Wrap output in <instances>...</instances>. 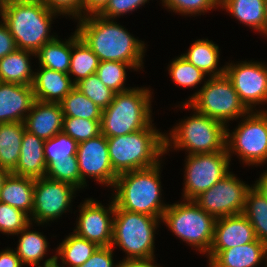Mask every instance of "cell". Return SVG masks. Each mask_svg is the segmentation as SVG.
<instances>
[{
  "instance_id": "obj_47",
  "label": "cell",
  "mask_w": 267,
  "mask_h": 267,
  "mask_svg": "<svg viewBox=\"0 0 267 267\" xmlns=\"http://www.w3.org/2000/svg\"><path fill=\"white\" fill-rule=\"evenodd\" d=\"M109 0H83V17L93 14H99Z\"/></svg>"
},
{
  "instance_id": "obj_19",
  "label": "cell",
  "mask_w": 267,
  "mask_h": 267,
  "mask_svg": "<svg viewBox=\"0 0 267 267\" xmlns=\"http://www.w3.org/2000/svg\"><path fill=\"white\" fill-rule=\"evenodd\" d=\"M25 128L31 134L46 141L63 131V112L60 103L35 100L27 114Z\"/></svg>"
},
{
  "instance_id": "obj_18",
  "label": "cell",
  "mask_w": 267,
  "mask_h": 267,
  "mask_svg": "<svg viewBox=\"0 0 267 267\" xmlns=\"http://www.w3.org/2000/svg\"><path fill=\"white\" fill-rule=\"evenodd\" d=\"M34 101L32 85L0 82V124L24 122Z\"/></svg>"
},
{
  "instance_id": "obj_29",
  "label": "cell",
  "mask_w": 267,
  "mask_h": 267,
  "mask_svg": "<svg viewBox=\"0 0 267 267\" xmlns=\"http://www.w3.org/2000/svg\"><path fill=\"white\" fill-rule=\"evenodd\" d=\"M72 52V35L68 40L61 41L57 37L44 44L37 52L36 56L40 66L51 70L68 74Z\"/></svg>"
},
{
  "instance_id": "obj_4",
  "label": "cell",
  "mask_w": 267,
  "mask_h": 267,
  "mask_svg": "<svg viewBox=\"0 0 267 267\" xmlns=\"http://www.w3.org/2000/svg\"><path fill=\"white\" fill-rule=\"evenodd\" d=\"M160 164L118 175L113 185L116 192L111 198L115 207L161 220L168 205L161 202Z\"/></svg>"
},
{
  "instance_id": "obj_38",
  "label": "cell",
  "mask_w": 267,
  "mask_h": 267,
  "mask_svg": "<svg viewBox=\"0 0 267 267\" xmlns=\"http://www.w3.org/2000/svg\"><path fill=\"white\" fill-rule=\"evenodd\" d=\"M101 120L63 116V132L77 143L101 134Z\"/></svg>"
},
{
  "instance_id": "obj_7",
  "label": "cell",
  "mask_w": 267,
  "mask_h": 267,
  "mask_svg": "<svg viewBox=\"0 0 267 267\" xmlns=\"http://www.w3.org/2000/svg\"><path fill=\"white\" fill-rule=\"evenodd\" d=\"M161 221L176 237L200 253L210 250L216 218L199 207L193 200L168 204Z\"/></svg>"
},
{
  "instance_id": "obj_26",
  "label": "cell",
  "mask_w": 267,
  "mask_h": 267,
  "mask_svg": "<svg viewBox=\"0 0 267 267\" xmlns=\"http://www.w3.org/2000/svg\"><path fill=\"white\" fill-rule=\"evenodd\" d=\"M25 130L24 122L0 124V168L10 172L16 168Z\"/></svg>"
},
{
  "instance_id": "obj_12",
  "label": "cell",
  "mask_w": 267,
  "mask_h": 267,
  "mask_svg": "<svg viewBox=\"0 0 267 267\" xmlns=\"http://www.w3.org/2000/svg\"><path fill=\"white\" fill-rule=\"evenodd\" d=\"M251 187L232 172L193 201L216 219L243 213L246 195Z\"/></svg>"
},
{
  "instance_id": "obj_27",
  "label": "cell",
  "mask_w": 267,
  "mask_h": 267,
  "mask_svg": "<svg viewBox=\"0 0 267 267\" xmlns=\"http://www.w3.org/2000/svg\"><path fill=\"white\" fill-rule=\"evenodd\" d=\"M219 52V46L214 44L212 40L198 39L191 45L188 52L181 54V56L205 74H209L210 77H219L225 75V66L217 68Z\"/></svg>"
},
{
  "instance_id": "obj_17",
  "label": "cell",
  "mask_w": 267,
  "mask_h": 267,
  "mask_svg": "<svg viewBox=\"0 0 267 267\" xmlns=\"http://www.w3.org/2000/svg\"><path fill=\"white\" fill-rule=\"evenodd\" d=\"M255 240L253 226L243 213L217 218L207 258L210 262L222 250Z\"/></svg>"
},
{
  "instance_id": "obj_51",
  "label": "cell",
  "mask_w": 267,
  "mask_h": 267,
  "mask_svg": "<svg viewBox=\"0 0 267 267\" xmlns=\"http://www.w3.org/2000/svg\"><path fill=\"white\" fill-rule=\"evenodd\" d=\"M10 173L11 172L9 170L0 168V190L2 189V186Z\"/></svg>"
},
{
  "instance_id": "obj_2",
  "label": "cell",
  "mask_w": 267,
  "mask_h": 267,
  "mask_svg": "<svg viewBox=\"0 0 267 267\" xmlns=\"http://www.w3.org/2000/svg\"><path fill=\"white\" fill-rule=\"evenodd\" d=\"M57 15L39 0H7L1 19L8 26L17 49L36 53L58 37L49 34L52 19Z\"/></svg>"
},
{
  "instance_id": "obj_3",
  "label": "cell",
  "mask_w": 267,
  "mask_h": 267,
  "mask_svg": "<svg viewBox=\"0 0 267 267\" xmlns=\"http://www.w3.org/2000/svg\"><path fill=\"white\" fill-rule=\"evenodd\" d=\"M153 127L151 123L142 130L107 138L110 163L117 175L150 168L161 162L166 133Z\"/></svg>"
},
{
  "instance_id": "obj_43",
  "label": "cell",
  "mask_w": 267,
  "mask_h": 267,
  "mask_svg": "<svg viewBox=\"0 0 267 267\" xmlns=\"http://www.w3.org/2000/svg\"><path fill=\"white\" fill-rule=\"evenodd\" d=\"M149 0H109L99 15L106 19H113L132 12L145 5Z\"/></svg>"
},
{
  "instance_id": "obj_35",
  "label": "cell",
  "mask_w": 267,
  "mask_h": 267,
  "mask_svg": "<svg viewBox=\"0 0 267 267\" xmlns=\"http://www.w3.org/2000/svg\"><path fill=\"white\" fill-rule=\"evenodd\" d=\"M172 80L182 87H195L207 76L202 70L198 69L183 56L175 58L168 68Z\"/></svg>"
},
{
  "instance_id": "obj_33",
  "label": "cell",
  "mask_w": 267,
  "mask_h": 267,
  "mask_svg": "<svg viewBox=\"0 0 267 267\" xmlns=\"http://www.w3.org/2000/svg\"><path fill=\"white\" fill-rule=\"evenodd\" d=\"M63 116L101 120L102 109L74 87L60 102Z\"/></svg>"
},
{
  "instance_id": "obj_30",
  "label": "cell",
  "mask_w": 267,
  "mask_h": 267,
  "mask_svg": "<svg viewBox=\"0 0 267 267\" xmlns=\"http://www.w3.org/2000/svg\"><path fill=\"white\" fill-rule=\"evenodd\" d=\"M31 225L32 223L18 233L20 239L15 252L23 265L40 267L39 263L47 254L49 243L41 232L31 231Z\"/></svg>"
},
{
  "instance_id": "obj_37",
  "label": "cell",
  "mask_w": 267,
  "mask_h": 267,
  "mask_svg": "<svg viewBox=\"0 0 267 267\" xmlns=\"http://www.w3.org/2000/svg\"><path fill=\"white\" fill-rule=\"evenodd\" d=\"M75 87L102 110L113 101L115 95L114 91L100 81L97 74L89 75L77 82Z\"/></svg>"
},
{
  "instance_id": "obj_25",
  "label": "cell",
  "mask_w": 267,
  "mask_h": 267,
  "mask_svg": "<svg viewBox=\"0 0 267 267\" xmlns=\"http://www.w3.org/2000/svg\"><path fill=\"white\" fill-rule=\"evenodd\" d=\"M36 53L28 50L16 49L0 59V82L32 85L34 71L31 69L30 56Z\"/></svg>"
},
{
  "instance_id": "obj_41",
  "label": "cell",
  "mask_w": 267,
  "mask_h": 267,
  "mask_svg": "<svg viewBox=\"0 0 267 267\" xmlns=\"http://www.w3.org/2000/svg\"><path fill=\"white\" fill-rule=\"evenodd\" d=\"M163 6L181 15H196L219 6V0H162Z\"/></svg>"
},
{
  "instance_id": "obj_39",
  "label": "cell",
  "mask_w": 267,
  "mask_h": 267,
  "mask_svg": "<svg viewBox=\"0 0 267 267\" xmlns=\"http://www.w3.org/2000/svg\"><path fill=\"white\" fill-rule=\"evenodd\" d=\"M78 143L63 131L45 141L44 158L49 161L68 159L77 153Z\"/></svg>"
},
{
  "instance_id": "obj_42",
  "label": "cell",
  "mask_w": 267,
  "mask_h": 267,
  "mask_svg": "<svg viewBox=\"0 0 267 267\" xmlns=\"http://www.w3.org/2000/svg\"><path fill=\"white\" fill-rule=\"evenodd\" d=\"M52 12L70 15L75 19L83 18V0H39Z\"/></svg>"
},
{
  "instance_id": "obj_13",
  "label": "cell",
  "mask_w": 267,
  "mask_h": 267,
  "mask_svg": "<svg viewBox=\"0 0 267 267\" xmlns=\"http://www.w3.org/2000/svg\"><path fill=\"white\" fill-rule=\"evenodd\" d=\"M76 190L78 188L69 183L53 180L46 176L35 179L31 222L35 220L36 224L44 225V223L61 217L68 211L67 209L71 208L70 204Z\"/></svg>"
},
{
  "instance_id": "obj_22",
  "label": "cell",
  "mask_w": 267,
  "mask_h": 267,
  "mask_svg": "<svg viewBox=\"0 0 267 267\" xmlns=\"http://www.w3.org/2000/svg\"><path fill=\"white\" fill-rule=\"evenodd\" d=\"M262 260L267 261V244L256 239L220 251L208 265L209 267H257Z\"/></svg>"
},
{
  "instance_id": "obj_28",
  "label": "cell",
  "mask_w": 267,
  "mask_h": 267,
  "mask_svg": "<svg viewBox=\"0 0 267 267\" xmlns=\"http://www.w3.org/2000/svg\"><path fill=\"white\" fill-rule=\"evenodd\" d=\"M99 62L98 56L79 37L77 31H75L72 35V52L68 72L69 76H75L73 79L74 84L89 75L96 74Z\"/></svg>"
},
{
  "instance_id": "obj_14",
  "label": "cell",
  "mask_w": 267,
  "mask_h": 267,
  "mask_svg": "<svg viewBox=\"0 0 267 267\" xmlns=\"http://www.w3.org/2000/svg\"><path fill=\"white\" fill-rule=\"evenodd\" d=\"M225 75L231 81L241 102L249 111L256 105L267 103V65L260 62L241 61L227 63Z\"/></svg>"
},
{
  "instance_id": "obj_16",
  "label": "cell",
  "mask_w": 267,
  "mask_h": 267,
  "mask_svg": "<svg viewBox=\"0 0 267 267\" xmlns=\"http://www.w3.org/2000/svg\"><path fill=\"white\" fill-rule=\"evenodd\" d=\"M80 207L74 233L88 241L95 242L98 246H111L115 213L114 201L111 200L110 205L106 208L99 201L88 198Z\"/></svg>"
},
{
  "instance_id": "obj_15",
  "label": "cell",
  "mask_w": 267,
  "mask_h": 267,
  "mask_svg": "<svg viewBox=\"0 0 267 267\" xmlns=\"http://www.w3.org/2000/svg\"><path fill=\"white\" fill-rule=\"evenodd\" d=\"M76 157L81 189L87 186L86 176L113 188L118 175L111 166L107 138L103 134L78 143Z\"/></svg>"
},
{
  "instance_id": "obj_44",
  "label": "cell",
  "mask_w": 267,
  "mask_h": 267,
  "mask_svg": "<svg viewBox=\"0 0 267 267\" xmlns=\"http://www.w3.org/2000/svg\"><path fill=\"white\" fill-rule=\"evenodd\" d=\"M113 249L111 246H99L92 256L78 267H117L113 263Z\"/></svg>"
},
{
  "instance_id": "obj_48",
  "label": "cell",
  "mask_w": 267,
  "mask_h": 267,
  "mask_svg": "<svg viewBox=\"0 0 267 267\" xmlns=\"http://www.w3.org/2000/svg\"><path fill=\"white\" fill-rule=\"evenodd\" d=\"M155 258L146 259H123L117 264V267H159L155 264Z\"/></svg>"
},
{
  "instance_id": "obj_40",
  "label": "cell",
  "mask_w": 267,
  "mask_h": 267,
  "mask_svg": "<svg viewBox=\"0 0 267 267\" xmlns=\"http://www.w3.org/2000/svg\"><path fill=\"white\" fill-rule=\"evenodd\" d=\"M31 224L30 216L6 203L0 202V232L16 235Z\"/></svg>"
},
{
  "instance_id": "obj_34",
  "label": "cell",
  "mask_w": 267,
  "mask_h": 267,
  "mask_svg": "<svg viewBox=\"0 0 267 267\" xmlns=\"http://www.w3.org/2000/svg\"><path fill=\"white\" fill-rule=\"evenodd\" d=\"M133 69V67L124 62L118 61H100L96 74L100 81L115 93L123 92L131 89L125 87L126 69Z\"/></svg>"
},
{
  "instance_id": "obj_5",
  "label": "cell",
  "mask_w": 267,
  "mask_h": 267,
  "mask_svg": "<svg viewBox=\"0 0 267 267\" xmlns=\"http://www.w3.org/2000/svg\"><path fill=\"white\" fill-rule=\"evenodd\" d=\"M149 88L135 87L115 93L113 101L102 110L101 134L106 138L142 130L152 123Z\"/></svg>"
},
{
  "instance_id": "obj_45",
  "label": "cell",
  "mask_w": 267,
  "mask_h": 267,
  "mask_svg": "<svg viewBox=\"0 0 267 267\" xmlns=\"http://www.w3.org/2000/svg\"><path fill=\"white\" fill-rule=\"evenodd\" d=\"M17 49L13 36L8 26L0 21V59Z\"/></svg>"
},
{
  "instance_id": "obj_52",
  "label": "cell",
  "mask_w": 267,
  "mask_h": 267,
  "mask_svg": "<svg viewBox=\"0 0 267 267\" xmlns=\"http://www.w3.org/2000/svg\"><path fill=\"white\" fill-rule=\"evenodd\" d=\"M6 2L7 0H0V16L2 15Z\"/></svg>"
},
{
  "instance_id": "obj_9",
  "label": "cell",
  "mask_w": 267,
  "mask_h": 267,
  "mask_svg": "<svg viewBox=\"0 0 267 267\" xmlns=\"http://www.w3.org/2000/svg\"><path fill=\"white\" fill-rule=\"evenodd\" d=\"M183 103V107L191 108L226 126L229 120L242 118L249 112L226 75L209 77L201 89Z\"/></svg>"
},
{
  "instance_id": "obj_31",
  "label": "cell",
  "mask_w": 267,
  "mask_h": 267,
  "mask_svg": "<svg viewBox=\"0 0 267 267\" xmlns=\"http://www.w3.org/2000/svg\"><path fill=\"white\" fill-rule=\"evenodd\" d=\"M98 247L95 242L88 241L73 232L57 247L55 257L58 259L61 256L62 263L68 267H78L83 265Z\"/></svg>"
},
{
  "instance_id": "obj_32",
  "label": "cell",
  "mask_w": 267,
  "mask_h": 267,
  "mask_svg": "<svg viewBox=\"0 0 267 267\" xmlns=\"http://www.w3.org/2000/svg\"><path fill=\"white\" fill-rule=\"evenodd\" d=\"M243 214L252 224L256 239L267 244V200L252 185L246 195Z\"/></svg>"
},
{
  "instance_id": "obj_36",
  "label": "cell",
  "mask_w": 267,
  "mask_h": 267,
  "mask_svg": "<svg viewBox=\"0 0 267 267\" xmlns=\"http://www.w3.org/2000/svg\"><path fill=\"white\" fill-rule=\"evenodd\" d=\"M46 166L47 178L66 182L80 189V171L76 155L68 159L49 161Z\"/></svg>"
},
{
  "instance_id": "obj_50",
  "label": "cell",
  "mask_w": 267,
  "mask_h": 267,
  "mask_svg": "<svg viewBox=\"0 0 267 267\" xmlns=\"http://www.w3.org/2000/svg\"><path fill=\"white\" fill-rule=\"evenodd\" d=\"M58 259H56L55 255L53 257H50L49 259H46L43 266L40 267H65V266H59Z\"/></svg>"
},
{
  "instance_id": "obj_20",
  "label": "cell",
  "mask_w": 267,
  "mask_h": 267,
  "mask_svg": "<svg viewBox=\"0 0 267 267\" xmlns=\"http://www.w3.org/2000/svg\"><path fill=\"white\" fill-rule=\"evenodd\" d=\"M39 67L40 71L34 72L32 83L35 100L45 103H60L75 87L73 80L66 73Z\"/></svg>"
},
{
  "instance_id": "obj_46",
  "label": "cell",
  "mask_w": 267,
  "mask_h": 267,
  "mask_svg": "<svg viewBox=\"0 0 267 267\" xmlns=\"http://www.w3.org/2000/svg\"><path fill=\"white\" fill-rule=\"evenodd\" d=\"M23 263L12 249H5L0 252V267H23Z\"/></svg>"
},
{
  "instance_id": "obj_1",
  "label": "cell",
  "mask_w": 267,
  "mask_h": 267,
  "mask_svg": "<svg viewBox=\"0 0 267 267\" xmlns=\"http://www.w3.org/2000/svg\"><path fill=\"white\" fill-rule=\"evenodd\" d=\"M79 37L98 56L99 61L128 63L133 70L143 67L144 42L134 38L123 26L99 14L78 19Z\"/></svg>"
},
{
  "instance_id": "obj_21",
  "label": "cell",
  "mask_w": 267,
  "mask_h": 267,
  "mask_svg": "<svg viewBox=\"0 0 267 267\" xmlns=\"http://www.w3.org/2000/svg\"><path fill=\"white\" fill-rule=\"evenodd\" d=\"M44 144V140L25 130L20 157L16 168L11 173L33 179L45 177L47 166L44 158Z\"/></svg>"
},
{
  "instance_id": "obj_10",
  "label": "cell",
  "mask_w": 267,
  "mask_h": 267,
  "mask_svg": "<svg viewBox=\"0 0 267 267\" xmlns=\"http://www.w3.org/2000/svg\"><path fill=\"white\" fill-rule=\"evenodd\" d=\"M242 119L232 133L227 129L226 149L230 160L233 152L243 164L262 165L267 162V110L249 111Z\"/></svg>"
},
{
  "instance_id": "obj_23",
  "label": "cell",
  "mask_w": 267,
  "mask_h": 267,
  "mask_svg": "<svg viewBox=\"0 0 267 267\" xmlns=\"http://www.w3.org/2000/svg\"><path fill=\"white\" fill-rule=\"evenodd\" d=\"M35 179L10 173L0 190V202L31 216Z\"/></svg>"
},
{
  "instance_id": "obj_53",
  "label": "cell",
  "mask_w": 267,
  "mask_h": 267,
  "mask_svg": "<svg viewBox=\"0 0 267 267\" xmlns=\"http://www.w3.org/2000/svg\"><path fill=\"white\" fill-rule=\"evenodd\" d=\"M264 7H265V14H266V21H267V0H265V5H264Z\"/></svg>"
},
{
  "instance_id": "obj_8",
  "label": "cell",
  "mask_w": 267,
  "mask_h": 267,
  "mask_svg": "<svg viewBox=\"0 0 267 267\" xmlns=\"http://www.w3.org/2000/svg\"><path fill=\"white\" fill-rule=\"evenodd\" d=\"M159 221L157 217L115 207L111 247L118 246L126 252L125 259L154 257L155 230Z\"/></svg>"
},
{
  "instance_id": "obj_6",
  "label": "cell",
  "mask_w": 267,
  "mask_h": 267,
  "mask_svg": "<svg viewBox=\"0 0 267 267\" xmlns=\"http://www.w3.org/2000/svg\"><path fill=\"white\" fill-rule=\"evenodd\" d=\"M193 113L192 116L183 119L184 121H180L178 126L170 131L169 136L167 134L164 136L165 154L172 147L174 150L177 148L187 150V155L213 153L226 149L228 127L196 111Z\"/></svg>"
},
{
  "instance_id": "obj_24",
  "label": "cell",
  "mask_w": 267,
  "mask_h": 267,
  "mask_svg": "<svg viewBox=\"0 0 267 267\" xmlns=\"http://www.w3.org/2000/svg\"><path fill=\"white\" fill-rule=\"evenodd\" d=\"M265 0H219V6L240 23L267 35Z\"/></svg>"
},
{
  "instance_id": "obj_49",
  "label": "cell",
  "mask_w": 267,
  "mask_h": 267,
  "mask_svg": "<svg viewBox=\"0 0 267 267\" xmlns=\"http://www.w3.org/2000/svg\"><path fill=\"white\" fill-rule=\"evenodd\" d=\"M253 186L265 197L267 200V170L262 173Z\"/></svg>"
},
{
  "instance_id": "obj_11",
  "label": "cell",
  "mask_w": 267,
  "mask_h": 267,
  "mask_svg": "<svg viewBox=\"0 0 267 267\" xmlns=\"http://www.w3.org/2000/svg\"><path fill=\"white\" fill-rule=\"evenodd\" d=\"M183 201L194 200L219 182L229 171L227 149L213 153L186 156Z\"/></svg>"
}]
</instances>
